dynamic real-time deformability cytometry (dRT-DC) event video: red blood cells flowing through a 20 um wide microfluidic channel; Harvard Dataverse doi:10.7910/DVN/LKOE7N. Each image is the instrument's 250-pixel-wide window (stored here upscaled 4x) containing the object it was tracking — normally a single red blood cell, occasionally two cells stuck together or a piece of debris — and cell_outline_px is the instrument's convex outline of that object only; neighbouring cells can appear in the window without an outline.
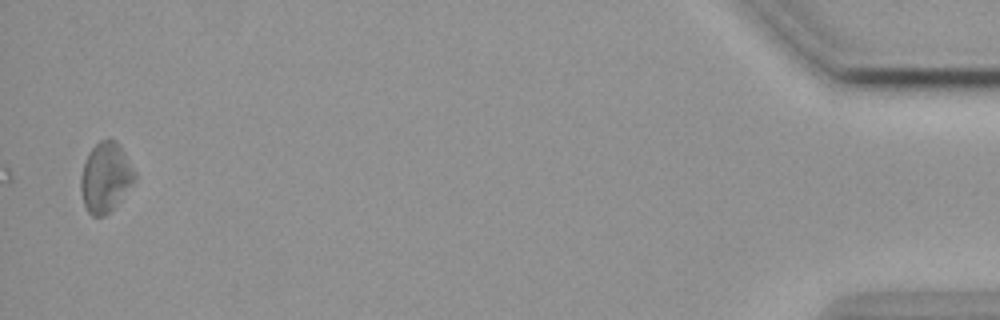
{"species": "common noctule bat (a hibernating species)", "species_latin": "Nyctalus noctula", "temperature_condition": "cold", "stored_images_in_passage": 43, "camera_frame_rate_fps": 3000, "um_per_image_px": 0.085, "animal": {"sex": "female", "body_mass_g": 19.9}, "frame": {"image": 1, "passage_image": 43, "time_ms": 14.0, "image_size_px": [1000, 320], "cell_outline_px": [[136, 180], [112, 208], [104, 216], [92, 216], [88, 212], [84, 204], [80, 192], [80, 176], [88, 152], [100, 140], [116, 140], [136, 172]], "centroid_in_image_um": [8.95, 15.07], "position_along_channel_um": 426.2, "area_um2": 21.68}}